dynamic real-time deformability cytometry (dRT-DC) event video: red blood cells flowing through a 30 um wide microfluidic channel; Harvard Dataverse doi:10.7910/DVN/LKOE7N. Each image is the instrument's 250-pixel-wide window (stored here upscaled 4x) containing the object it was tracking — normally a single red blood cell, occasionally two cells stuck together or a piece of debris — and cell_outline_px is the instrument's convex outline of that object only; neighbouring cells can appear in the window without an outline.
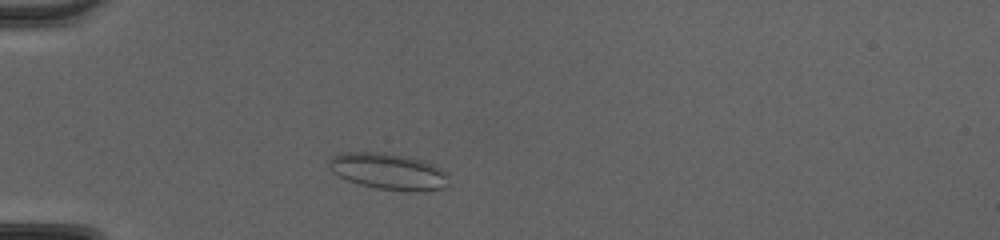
{"species": "common noctule bat (a hibernating species)", "species_latin": "Nyctalus noctula", "temperature_condition": "cold", "stored_images_in_passage": 40, "camera_frame_rate_fps": 3000, "um_per_image_px": 0.085, "animal": {"sex": "female", "body_mass_g": 20.0, "forearm_length_mm": 54.0}, "frame": {"image": 1, "passage_image": 6, "time_ms": 1.667, "image_size_px": [1000, 240], "cell_outline_px": [[448, 184], [444, 188], [424, 192], [408, 192], [376, 188], [360, 184], [348, 180], [332, 172], [328, 168], [328, 160], [332, 156], [340, 152], [388, 152], [424, 160], [432, 164], [444, 172]], "centroid_in_image_um": [32.99, 14.57], "position_along_channel_um": 52.0, "area_um2": 25.66}}
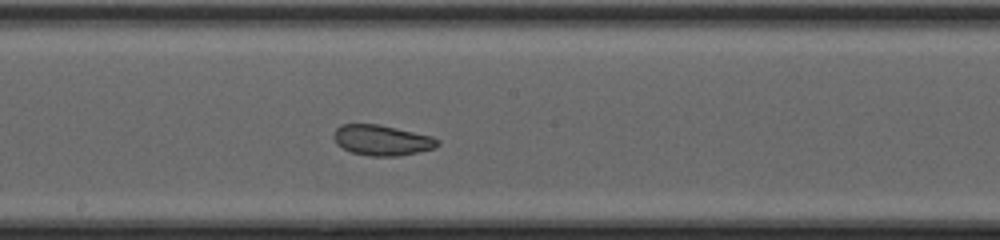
{"frame": {"image": 2, "passage_image": 19, "time_ms": 6.0, "image_size_px": [1000, 240], "cell_outline_px": [[440, 144], [436, 148], [400, 156], [368, 156], [352, 152], [336, 144], [332, 136], [332, 132], [340, 124], [380, 124], [432, 136], [440, 140]], "centroid_in_image_um": [32.46, 11.91], "position_along_channel_um": 215.7, "area_um2": 18.73}}
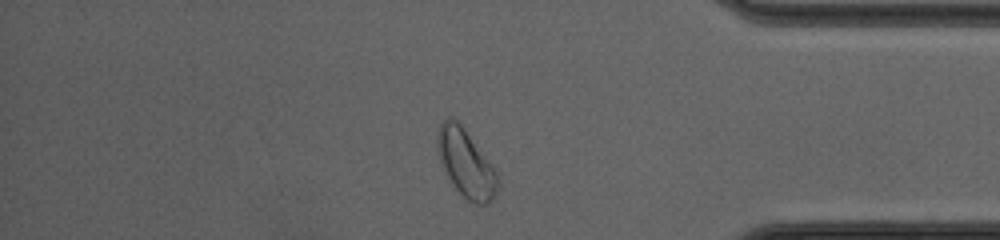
{"frame": {"image": 3, "passage_image": 33, "time_ms": 10.667, "image_size_px": [1000, 240], "cell_outline_px": [[500, 184], [496, 196], [488, 204], [476, 204], [468, 200], [452, 184], [440, 160], [436, 140], [440, 124], [448, 116], [452, 116], [464, 128], [488, 160], [496, 172]], "centroid_in_image_um": [39.62, 13.89], "position_along_channel_um": 395.6, "area_um2": 23.47}, "authors_computed_cell_mechanics": {"area_um2": 20.9814, "velocity_mm_per_s": 4.2496, "shape_relaxation_time_tau1_ms": null, "shape_relaxation_time_tau2_ms": 1.4634, "deformation_change_tau1": null, "deformation_change_tau2": 0.0717}}